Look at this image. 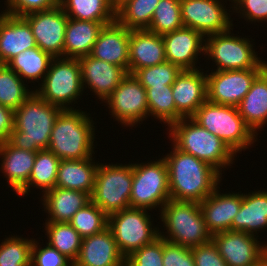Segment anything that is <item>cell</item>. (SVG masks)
Masks as SVG:
<instances>
[{"label":"cell","instance_id":"obj_39","mask_svg":"<svg viewBox=\"0 0 267 266\" xmlns=\"http://www.w3.org/2000/svg\"><path fill=\"white\" fill-rule=\"evenodd\" d=\"M69 223L83 239L107 228L108 216L101 208L90 201L73 215Z\"/></svg>","mask_w":267,"mask_h":266},{"label":"cell","instance_id":"obj_38","mask_svg":"<svg viewBox=\"0 0 267 266\" xmlns=\"http://www.w3.org/2000/svg\"><path fill=\"white\" fill-rule=\"evenodd\" d=\"M183 26L180 0H160L147 30L162 36Z\"/></svg>","mask_w":267,"mask_h":266},{"label":"cell","instance_id":"obj_47","mask_svg":"<svg viewBox=\"0 0 267 266\" xmlns=\"http://www.w3.org/2000/svg\"><path fill=\"white\" fill-rule=\"evenodd\" d=\"M233 3L235 12L247 21H267V0H234Z\"/></svg>","mask_w":267,"mask_h":266},{"label":"cell","instance_id":"obj_1","mask_svg":"<svg viewBox=\"0 0 267 266\" xmlns=\"http://www.w3.org/2000/svg\"><path fill=\"white\" fill-rule=\"evenodd\" d=\"M168 168L170 199L204 201L220 184L222 173L207 162L177 149L163 157Z\"/></svg>","mask_w":267,"mask_h":266},{"label":"cell","instance_id":"obj_6","mask_svg":"<svg viewBox=\"0 0 267 266\" xmlns=\"http://www.w3.org/2000/svg\"><path fill=\"white\" fill-rule=\"evenodd\" d=\"M191 118L218 136L235 154L249 149L248 147L256 142L257 136L246 125L236 106L206 100Z\"/></svg>","mask_w":267,"mask_h":266},{"label":"cell","instance_id":"obj_18","mask_svg":"<svg viewBox=\"0 0 267 266\" xmlns=\"http://www.w3.org/2000/svg\"><path fill=\"white\" fill-rule=\"evenodd\" d=\"M166 60L181 70H195L198 55H205V37L198 31L182 27L162 35ZM197 58V59H196Z\"/></svg>","mask_w":267,"mask_h":266},{"label":"cell","instance_id":"obj_42","mask_svg":"<svg viewBox=\"0 0 267 266\" xmlns=\"http://www.w3.org/2000/svg\"><path fill=\"white\" fill-rule=\"evenodd\" d=\"M163 238L133 251L125 258V266H163Z\"/></svg>","mask_w":267,"mask_h":266},{"label":"cell","instance_id":"obj_11","mask_svg":"<svg viewBox=\"0 0 267 266\" xmlns=\"http://www.w3.org/2000/svg\"><path fill=\"white\" fill-rule=\"evenodd\" d=\"M147 212L146 209L130 207L108 216L107 227L111 230L117 247L125 258L159 237V230L152 225L151 217Z\"/></svg>","mask_w":267,"mask_h":266},{"label":"cell","instance_id":"obj_17","mask_svg":"<svg viewBox=\"0 0 267 266\" xmlns=\"http://www.w3.org/2000/svg\"><path fill=\"white\" fill-rule=\"evenodd\" d=\"M201 70H181L172 84L176 122L182 118H191L207 100V78Z\"/></svg>","mask_w":267,"mask_h":266},{"label":"cell","instance_id":"obj_32","mask_svg":"<svg viewBox=\"0 0 267 266\" xmlns=\"http://www.w3.org/2000/svg\"><path fill=\"white\" fill-rule=\"evenodd\" d=\"M60 162L61 159L48 149L37 151L29 181L18 195L28 194L30 186L40 188L44 193L53 189L56 186Z\"/></svg>","mask_w":267,"mask_h":266},{"label":"cell","instance_id":"obj_43","mask_svg":"<svg viewBox=\"0 0 267 266\" xmlns=\"http://www.w3.org/2000/svg\"><path fill=\"white\" fill-rule=\"evenodd\" d=\"M34 239L31 249V266H73V262L48 243L40 247Z\"/></svg>","mask_w":267,"mask_h":266},{"label":"cell","instance_id":"obj_48","mask_svg":"<svg viewBox=\"0 0 267 266\" xmlns=\"http://www.w3.org/2000/svg\"><path fill=\"white\" fill-rule=\"evenodd\" d=\"M14 129V110L0 104V143L9 140Z\"/></svg>","mask_w":267,"mask_h":266},{"label":"cell","instance_id":"obj_30","mask_svg":"<svg viewBox=\"0 0 267 266\" xmlns=\"http://www.w3.org/2000/svg\"><path fill=\"white\" fill-rule=\"evenodd\" d=\"M243 195L241 207L232 222V231L254 235L267 227V191Z\"/></svg>","mask_w":267,"mask_h":266},{"label":"cell","instance_id":"obj_12","mask_svg":"<svg viewBox=\"0 0 267 266\" xmlns=\"http://www.w3.org/2000/svg\"><path fill=\"white\" fill-rule=\"evenodd\" d=\"M104 102L112 117L127 127L149 116L146 89L133 74L128 73Z\"/></svg>","mask_w":267,"mask_h":266},{"label":"cell","instance_id":"obj_20","mask_svg":"<svg viewBox=\"0 0 267 266\" xmlns=\"http://www.w3.org/2000/svg\"><path fill=\"white\" fill-rule=\"evenodd\" d=\"M78 60L81 66L83 89L87 84L86 88L88 86L101 101H105L128 74L122 67L90 55Z\"/></svg>","mask_w":267,"mask_h":266},{"label":"cell","instance_id":"obj_29","mask_svg":"<svg viewBox=\"0 0 267 266\" xmlns=\"http://www.w3.org/2000/svg\"><path fill=\"white\" fill-rule=\"evenodd\" d=\"M103 27L101 22L68 18L63 57L79 59L90 55Z\"/></svg>","mask_w":267,"mask_h":266},{"label":"cell","instance_id":"obj_49","mask_svg":"<svg viewBox=\"0 0 267 266\" xmlns=\"http://www.w3.org/2000/svg\"><path fill=\"white\" fill-rule=\"evenodd\" d=\"M111 8L117 12L121 7H123L127 2L131 0H109Z\"/></svg>","mask_w":267,"mask_h":266},{"label":"cell","instance_id":"obj_25","mask_svg":"<svg viewBox=\"0 0 267 266\" xmlns=\"http://www.w3.org/2000/svg\"><path fill=\"white\" fill-rule=\"evenodd\" d=\"M37 151L15 148L8 141L0 143V171L17 194L27 185Z\"/></svg>","mask_w":267,"mask_h":266},{"label":"cell","instance_id":"obj_21","mask_svg":"<svg viewBox=\"0 0 267 266\" xmlns=\"http://www.w3.org/2000/svg\"><path fill=\"white\" fill-rule=\"evenodd\" d=\"M218 189H220L219 186L199 203L207 230L211 235L232 231L233 219L238 213L243 199V193L223 194Z\"/></svg>","mask_w":267,"mask_h":266},{"label":"cell","instance_id":"obj_26","mask_svg":"<svg viewBox=\"0 0 267 266\" xmlns=\"http://www.w3.org/2000/svg\"><path fill=\"white\" fill-rule=\"evenodd\" d=\"M41 198L44 211L49 214L46 222H70L73 215L91 201L86 192L56 186Z\"/></svg>","mask_w":267,"mask_h":266},{"label":"cell","instance_id":"obj_7","mask_svg":"<svg viewBox=\"0 0 267 266\" xmlns=\"http://www.w3.org/2000/svg\"><path fill=\"white\" fill-rule=\"evenodd\" d=\"M133 164H100L95 176L91 201L109 216L130 208Z\"/></svg>","mask_w":267,"mask_h":266},{"label":"cell","instance_id":"obj_33","mask_svg":"<svg viewBox=\"0 0 267 266\" xmlns=\"http://www.w3.org/2000/svg\"><path fill=\"white\" fill-rule=\"evenodd\" d=\"M53 57L39 47L24 50L16 55L7 65L15 71L21 79L27 82L44 79Z\"/></svg>","mask_w":267,"mask_h":266},{"label":"cell","instance_id":"obj_41","mask_svg":"<svg viewBox=\"0 0 267 266\" xmlns=\"http://www.w3.org/2000/svg\"><path fill=\"white\" fill-rule=\"evenodd\" d=\"M181 69L168 61L136 70L133 75L145 87L172 85Z\"/></svg>","mask_w":267,"mask_h":266},{"label":"cell","instance_id":"obj_36","mask_svg":"<svg viewBox=\"0 0 267 266\" xmlns=\"http://www.w3.org/2000/svg\"><path fill=\"white\" fill-rule=\"evenodd\" d=\"M160 0H131L116 12V21L128 30L148 29Z\"/></svg>","mask_w":267,"mask_h":266},{"label":"cell","instance_id":"obj_40","mask_svg":"<svg viewBox=\"0 0 267 266\" xmlns=\"http://www.w3.org/2000/svg\"><path fill=\"white\" fill-rule=\"evenodd\" d=\"M34 239L7 237L0 244V266H31Z\"/></svg>","mask_w":267,"mask_h":266},{"label":"cell","instance_id":"obj_13","mask_svg":"<svg viewBox=\"0 0 267 266\" xmlns=\"http://www.w3.org/2000/svg\"><path fill=\"white\" fill-rule=\"evenodd\" d=\"M22 18L30 25L37 47L53 58L63 57L68 17L60 4L48 10L26 14Z\"/></svg>","mask_w":267,"mask_h":266},{"label":"cell","instance_id":"obj_23","mask_svg":"<svg viewBox=\"0 0 267 266\" xmlns=\"http://www.w3.org/2000/svg\"><path fill=\"white\" fill-rule=\"evenodd\" d=\"M36 46L30 25L22 17L0 13V64L7 65L20 52Z\"/></svg>","mask_w":267,"mask_h":266},{"label":"cell","instance_id":"obj_2","mask_svg":"<svg viewBox=\"0 0 267 266\" xmlns=\"http://www.w3.org/2000/svg\"><path fill=\"white\" fill-rule=\"evenodd\" d=\"M63 109L48 103L34 89L33 94L14 110V129L8 142L15 148L48 149L55 121Z\"/></svg>","mask_w":267,"mask_h":266},{"label":"cell","instance_id":"obj_46","mask_svg":"<svg viewBox=\"0 0 267 266\" xmlns=\"http://www.w3.org/2000/svg\"><path fill=\"white\" fill-rule=\"evenodd\" d=\"M195 266H228L213 240L191 248Z\"/></svg>","mask_w":267,"mask_h":266},{"label":"cell","instance_id":"obj_9","mask_svg":"<svg viewBox=\"0 0 267 266\" xmlns=\"http://www.w3.org/2000/svg\"><path fill=\"white\" fill-rule=\"evenodd\" d=\"M225 32L205 37V54L216 63L217 71L265 69L267 62L260 60L249 38Z\"/></svg>","mask_w":267,"mask_h":266},{"label":"cell","instance_id":"obj_44","mask_svg":"<svg viewBox=\"0 0 267 266\" xmlns=\"http://www.w3.org/2000/svg\"><path fill=\"white\" fill-rule=\"evenodd\" d=\"M163 266H195L191 248L163 239Z\"/></svg>","mask_w":267,"mask_h":266},{"label":"cell","instance_id":"obj_15","mask_svg":"<svg viewBox=\"0 0 267 266\" xmlns=\"http://www.w3.org/2000/svg\"><path fill=\"white\" fill-rule=\"evenodd\" d=\"M264 69L211 71L206 73L207 100L216 104L238 106Z\"/></svg>","mask_w":267,"mask_h":266},{"label":"cell","instance_id":"obj_4","mask_svg":"<svg viewBox=\"0 0 267 266\" xmlns=\"http://www.w3.org/2000/svg\"><path fill=\"white\" fill-rule=\"evenodd\" d=\"M168 129V138L177 149L207 162L220 173L234 163L236 154L230 147L192 118H182Z\"/></svg>","mask_w":267,"mask_h":266},{"label":"cell","instance_id":"obj_5","mask_svg":"<svg viewBox=\"0 0 267 266\" xmlns=\"http://www.w3.org/2000/svg\"><path fill=\"white\" fill-rule=\"evenodd\" d=\"M160 213L168 235L159 231V236L166 241L192 248L212 240L198 202L169 199L160 209Z\"/></svg>","mask_w":267,"mask_h":266},{"label":"cell","instance_id":"obj_45","mask_svg":"<svg viewBox=\"0 0 267 266\" xmlns=\"http://www.w3.org/2000/svg\"><path fill=\"white\" fill-rule=\"evenodd\" d=\"M7 8L3 13L23 17L26 14L51 9L59 4V0H7Z\"/></svg>","mask_w":267,"mask_h":266},{"label":"cell","instance_id":"obj_50","mask_svg":"<svg viewBox=\"0 0 267 266\" xmlns=\"http://www.w3.org/2000/svg\"><path fill=\"white\" fill-rule=\"evenodd\" d=\"M254 266H267V256L262 261L255 264Z\"/></svg>","mask_w":267,"mask_h":266},{"label":"cell","instance_id":"obj_27","mask_svg":"<svg viewBox=\"0 0 267 266\" xmlns=\"http://www.w3.org/2000/svg\"><path fill=\"white\" fill-rule=\"evenodd\" d=\"M93 159L91 156L85 159L61 160L57 172L56 187L86 192L91 196L99 165L98 163L95 164Z\"/></svg>","mask_w":267,"mask_h":266},{"label":"cell","instance_id":"obj_31","mask_svg":"<svg viewBox=\"0 0 267 266\" xmlns=\"http://www.w3.org/2000/svg\"><path fill=\"white\" fill-rule=\"evenodd\" d=\"M68 18L101 22L104 26L116 21V12L109 0H59Z\"/></svg>","mask_w":267,"mask_h":266},{"label":"cell","instance_id":"obj_19","mask_svg":"<svg viewBox=\"0 0 267 266\" xmlns=\"http://www.w3.org/2000/svg\"><path fill=\"white\" fill-rule=\"evenodd\" d=\"M130 30L114 21L105 25L98 34L90 56L122 67L129 73Z\"/></svg>","mask_w":267,"mask_h":266},{"label":"cell","instance_id":"obj_37","mask_svg":"<svg viewBox=\"0 0 267 266\" xmlns=\"http://www.w3.org/2000/svg\"><path fill=\"white\" fill-rule=\"evenodd\" d=\"M146 89L149 116L160 120L168 127L176 122V106L172 94V85L150 87Z\"/></svg>","mask_w":267,"mask_h":266},{"label":"cell","instance_id":"obj_22","mask_svg":"<svg viewBox=\"0 0 267 266\" xmlns=\"http://www.w3.org/2000/svg\"><path fill=\"white\" fill-rule=\"evenodd\" d=\"M73 266H125V257L107 227L100 233L82 239Z\"/></svg>","mask_w":267,"mask_h":266},{"label":"cell","instance_id":"obj_3","mask_svg":"<svg viewBox=\"0 0 267 266\" xmlns=\"http://www.w3.org/2000/svg\"><path fill=\"white\" fill-rule=\"evenodd\" d=\"M93 122L79 109L62 110L53 126L48 150L61 160L90 158L95 148Z\"/></svg>","mask_w":267,"mask_h":266},{"label":"cell","instance_id":"obj_8","mask_svg":"<svg viewBox=\"0 0 267 266\" xmlns=\"http://www.w3.org/2000/svg\"><path fill=\"white\" fill-rule=\"evenodd\" d=\"M41 84L35 91L41 98L63 110L74 109L69 105L76 103L84 90L79 60L53 58Z\"/></svg>","mask_w":267,"mask_h":266},{"label":"cell","instance_id":"obj_24","mask_svg":"<svg viewBox=\"0 0 267 266\" xmlns=\"http://www.w3.org/2000/svg\"><path fill=\"white\" fill-rule=\"evenodd\" d=\"M166 61L165 45L161 35L147 29L130 30L129 74Z\"/></svg>","mask_w":267,"mask_h":266},{"label":"cell","instance_id":"obj_35","mask_svg":"<svg viewBox=\"0 0 267 266\" xmlns=\"http://www.w3.org/2000/svg\"><path fill=\"white\" fill-rule=\"evenodd\" d=\"M24 80L8 65L0 64V104L18 109L34 91L26 87Z\"/></svg>","mask_w":267,"mask_h":266},{"label":"cell","instance_id":"obj_28","mask_svg":"<svg viewBox=\"0 0 267 266\" xmlns=\"http://www.w3.org/2000/svg\"><path fill=\"white\" fill-rule=\"evenodd\" d=\"M237 108L255 135L267 124V67L255 78Z\"/></svg>","mask_w":267,"mask_h":266},{"label":"cell","instance_id":"obj_16","mask_svg":"<svg viewBox=\"0 0 267 266\" xmlns=\"http://www.w3.org/2000/svg\"><path fill=\"white\" fill-rule=\"evenodd\" d=\"M219 254L228 266H254L267 256V244L256 235L240 231H224L212 235Z\"/></svg>","mask_w":267,"mask_h":266},{"label":"cell","instance_id":"obj_34","mask_svg":"<svg viewBox=\"0 0 267 266\" xmlns=\"http://www.w3.org/2000/svg\"><path fill=\"white\" fill-rule=\"evenodd\" d=\"M48 244L73 263L77 259L82 238L69 222H45Z\"/></svg>","mask_w":267,"mask_h":266},{"label":"cell","instance_id":"obj_10","mask_svg":"<svg viewBox=\"0 0 267 266\" xmlns=\"http://www.w3.org/2000/svg\"><path fill=\"white\" fill-rule=\"evenodd\" d=\"M170 199L168 168L165 160L133 163V183L130 207L152 210L162 209Z\"/></svg>","mask_w":267,"mask_h":266},{"label":"cell","instance_id":"obj_14","mask_svg":"<svg viewBox=\"0 0 267 266\" xmlns=\"http://www.w3.org/2000/svg\"><path fill=\"white\" fill-rule=\"evenodd\" d=\"M222 0H180L184 27L194 29L204 37L232 28L229 11ZM224 6V7H223ZM226 10V11H225Z\"/></svg>","mask_w":267,"mask_h":266}]
</instances>
